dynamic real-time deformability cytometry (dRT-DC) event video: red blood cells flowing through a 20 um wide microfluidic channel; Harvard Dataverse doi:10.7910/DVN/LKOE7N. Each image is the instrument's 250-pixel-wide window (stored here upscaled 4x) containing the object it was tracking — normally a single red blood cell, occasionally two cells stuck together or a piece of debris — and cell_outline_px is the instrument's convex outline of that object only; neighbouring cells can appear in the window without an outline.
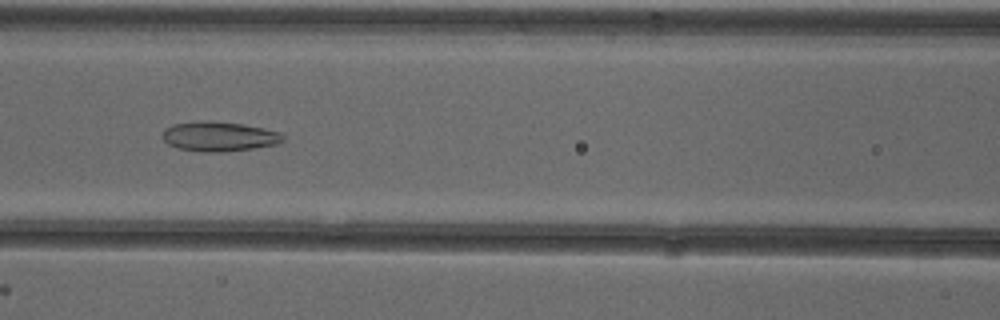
{"species": "common noctule bat (a hibernating species)", "species_latin": "Nyctalus noctula", "temperature_condition": "cold", "stored_images_in_passage": 34, "camera_frame_rate_fps": 3000, "um_per_image_px": 0.085, "animal": {"sex": "female"}, "frame": {"image": 1, "passage_image": 21, "time_ms": 6.667, "image_size_px": [1000, 320], "cell_outline_px": [[284, 140], [276, 144], [252, 148], [220, 152], [200, 152], [176, 148], [168, 144], [160, 136], [160, 132], [164, 128], [172, 124], [196, 120], [208, 120], [244, 124], [264, 128], [280, 132], [284, 136]], "centroid_in_image_um": [18.54, 11.58], "position_along_channel_um": 148.1, "area_um2": 21.27}}
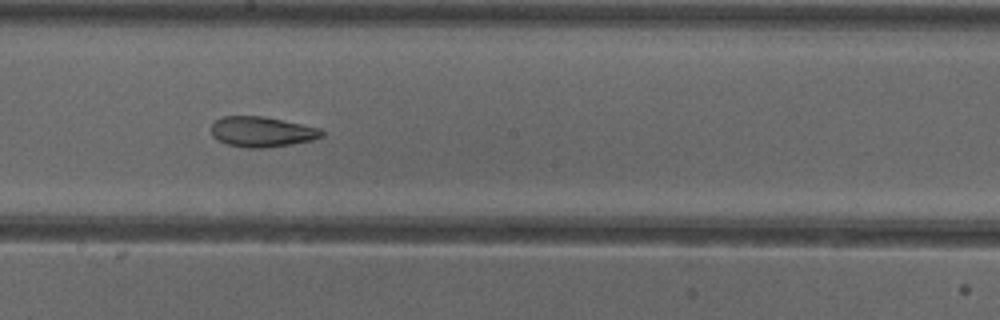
{"frame": {"image": 2, "passage_image": 27, "time_ms": 8.667, "image_size_px": [1000, 320], "cell_outline_px": [[324, 136], [312, 140], [292, 144], [264, 148], [248, 148], [228, 144], [212, 136], [212, 124], [220, 116], [264, 116], [320, 128], [324, 132]], "centroid_in_image_um": [22.28, 11.19], "position_along_channel_um": 225.9, "area_um2": 19.48}}
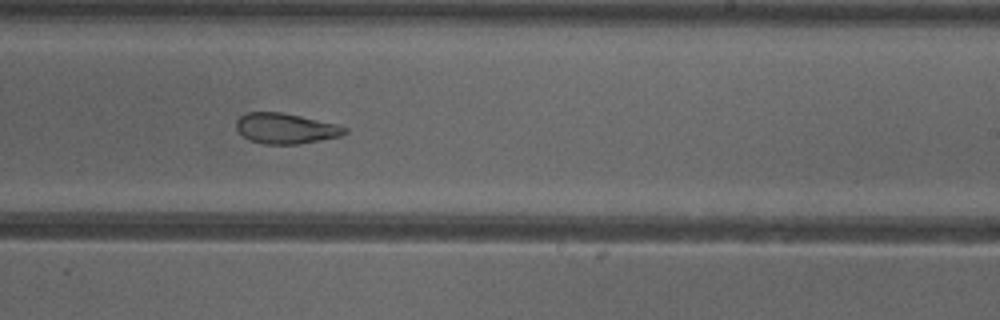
{"frame": {"image": 3, "passage_image": 30, "time_ms": 9.667, "image_size_px": [1000, 320], "cell_outline_px": [[348, 132], [340, 136], [320, 140], [296, 144], [264, 144], [248, 140], [236, 128], [236, 120], [240, 116], [248, 112], [280, 112], [300, 116], [336, 124], [348, 128]], "centroid_in_image_um": [24.27, 10.92], "position_along_channel_um": 264.7, "area_um2": 19.13}}